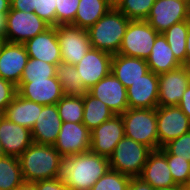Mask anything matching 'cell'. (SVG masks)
<instances>
[{
	"mask_svg": "<svg viewBox=\"0 0 190 190\" xmlns=\"http://www.w3.org/2000/svg\"><path fill=\"white\" fill-rule=\"evenodd\" d=\"M110 169L107 157L91 150L62 156L57 179L70 190H91V187Z\"/></svg>",
	"mask_w": 190,
	"mask_h": 190,
	"instance_id": "cell-1",
	"label": "cell"
},
{
	"mask_svg": "<svg viewBox=\"0 0 190 190\" xmlns=\"http://www.w3.org/2000/svg\"><path fill=\"white\" fill-rule=\"evenodd\" d=\"M18 159L24 182L33 183L56 178L62 155L53 145L33 142Z\"/></svg>",
	"mask_w": 190,
	"mask_h": 190,
	"instance_id": "cell-2",
	"label": "cell"
},
{
	"mask_svg": "<svg viewBox=\"0 0 190 190\" xmlns=\"http://www.w3.org/2000/svg\"><path fill=\"white\" fill-rule=\"evenodd\" d=\"M129 22L118 9L111 8L87 29L92 48L118 54Z\"/></svg>",
	"mask_w": 190,
	"mask_h": 190,
	"instance_id": "cell-3",
	"label": "cell"
},
{
	"mask_svg": "<svg viewBox=\"0 0 190 190\" xmlns=\"http://www.w3.org/2000/svg\"><path fill=\"white\" fill-rule=\"evenodd\" d=\"M121 117L126 137L159 150L156 108H128Z\"/></svg>",
	"mask_w": 190,
	"mask_h": 190,
	"instance_id": "cell-4",
	"label": "cell"
},
{
	"mask_svg": "<svg viewBox=\"0 0 190 190\" xmlns=\"http://www.w3.org/2000/svg\"><path fill=\"white\" fill-rule=\"evenodd\" d=\"M152 151L148 146L124 136L108 158L110 169L130 177H139Z\"/></svg>",
	"mask_w": 190,
	"mask_h": 190,
	"instance_id": "cell-5",
	"label": "cell"
},
{
	"mask_svg": "<svg viewBox=\"0 0 190 190\" xmlns=\"http://www.w3.org/2000/svg\"><path fill=\"white\" fill-rule=\"evenodd\" d=\"M158 34L146 20H130L118 54L147 59Z\"/></svg>",
	"mask_w": 190,
	"mask_h": 190,
	"instance_id": "cell-6",
	"label": "cell"
},
{
	"mask_svg": "<svg viewBox=\"0 0 190 190\" xmlns=\"http://www.w3.org/2000/svg\"><path fill=\"white\" fill-rule=\"evenodd\" d=\"M5 41L24 44L28 39L44 32L50 26L34 12H24L10 8L7 13Z\"/></svg>",
	"mask_w": 190,
	"mask_h": 190,
	"instance_id": "cell-7",
	"label": "cell"
},
{
	"mask_svg": "<svg viewBox=\"0 0 190 190\" xmlns=\"http://www.w3.org/2000/svg\"><path fill=\"white\" fill-rule=\"evenodd\" d=\"M56 27L62 62L76 65L92 48L87 29L71 24Z\"/></svg>",
	"mask_w": 190,
	"mask_h": 190,
	"instance_id": "cell-8",
	"label": "cell"
},
{
	"mask_svg": "<svg viewBox=\"0 0 190 190\" xmlns=\"http://www.w3.org/2000/svg\"><path fill=\"white\" fill-rule=\"evenodd\" d=\"M159 149L190 131V119L179 106L156 107Z\"/></svg>",
	"mask_w": 190,
	"mask_h": 190,
	"instance_id": "cell-9",
	"label": "cell"
},
{
	"mask_svg": "<svg viewBox=\"0 0 190 190\" xmlns=\"http://www.w3.org/2000/svg\"><path fill=\"white\" fill-rule=\"evenodd\" d=\"M186 20H189L188 0H156L146 19L158 33Z\"/></svg>",
	"mask_w": 190,
	"mask_h": 190,
	"instance_id": "cell-10",
	"label": "cell"
},
{
	"mask_svg": "<svg viewBox=\"0 0 190 190\" xmlns=\"http://www.w3.org/2000/svg\"><path fill=\"white\" fill-rule=\"evenodd\" d=\"M158 106H178L190 83L185 65L168 72L158 74Z\"/></svg>",
	"mask_w": 190,
	"mask_h": 190,
	"instance_id": "cell-11",
	"label": "cell"
},
{
	"mask_svg": "<svg viewBox=\"0 0 190 190\" xmlns=\"http://www.w3.org/2000/svg\"><path fill=\"white\" fill-rule=\"evenodd\" d=\"M90 134V150L95 154L109 158L117 143L125 136L121 115H114L90 131Z\"/></svg>",
	"mask_w": 190,
	"mask_h": 190,
	"instance_id": "cell-12",
	"label": "cell"
},
{
	"mask_svg": "<svg viewBox=\"0 0 190 190\" xmlns=\"http://www.w3.org/2000/svg\"><path fill=\"white\" fill-rule=\"evenodd\" d=\"M62 156L76 155L90 150V130L82 123L62 122L53 145Z\"/></svg>",
	"mask_w": 190,
	"mask_h": 190,
	"instance_id": "cell-13",
	"label": "cell"
},
{
	"mask_svg": "<svg viewBox=\"0 0 190 190\" xmlns=\"http://www.w3.org/2000/svg\"><path fill=\"white\" fill-rule=\"evenodd\" d=\"M112 56L108 52L91 48L80 62L74 65L87 90L111 73Z\"/></svg>",
	"mask_w": 190,
	"mask_h": 190,
	"instance_id": "cell-14",
	"label": "cell"
},
{
	"mask_svg": "<svg viewBox=\"0 0 190 190\" xmlns=\"http://www.w3.org/2000/svg\"><path fill=\"white\" fill-rule=\"evenodd\" d=\"M17 93L41 105H55L64 96L59 80L54 76L46 80H20Z\"/></svg>",
	"mask_w": 190,
	"mask_h": 190,
	"instance_id": "cell-15",
	"label": "cell"
},
{
	"mask_svg": "<svg viewBox=\"0 0 190 190\" xmlns=\"http://www.w3.org/2000/svg\"><path fill=\"white\" fill-rule=\"evenodd\" d=\"M88 92L105 103L115 115H121L129 108L127 89L112 73L93 85Z\"/></svg>",
	"mask_w": 190,
	"mask_h": 190,
	"instance_id": "cell-16",
	"label": "cell"
},
{
	"mask_svg": "<svg viewBox=\"0 0 190 190\" xmlns=\"http://www.w3.org/2000/svg\"><path fill=\"white\" fill-rule=\"evenodd\" d=\"M28 58L24 44L3 41L0 55V77L17 86Z\"/></svg>",
	"mask_w": 190,
	"mask_h": 190,
	"instance_id": "cell-17",
	"label": "cell"
},
{
	"mask_svg": "<svg viewBox=\"0 0 190 190\" xmlns=\"http://www.w3.org/2000/svg\"><path fill=\"white\" fill-rule=\"evenodd\" d=\"M29 58L57 65L62 62L61 50L57 39V27H49L44 32L24 43Z\"/></svg>",
	"mask_w": 190,
	"mask_h": 190,
	"instance_id": "cell-18",
	"label": "cell"
},
{
	"mask_svg": "<svg viewBox=\"0 0 190 190\" xmlns=\"http://www.w3.org/2000/svg\"><path fill=\"white\" fill-rule=\"evenodd\" d=\"M0 142L4 155L18 158L33 143L31 130L0 114Z\"/></svg>",
	"mask_w": 190,
	"mask_h": 190,
	"instance_id": "cell-19",
	"label": "cell"
},
{
	"mask_svg": "<svg viewBox=\"0 0 190 190\" xmlns=\"http://www.w3.org/2000/svg\"><path fill=\"white\" fill-rule=\"evenodd\" d=\"M158 74L149 71L127 88L129 108L154 109L158 107Z\"/></svg>",
	"mask_w": 190,
	"mask_h": 190,
	"instance_id": "cell-20",
	"label": "cell"
},
{
	"mask_svg": "<svg viewBox=\"0 0 190 190\" xmlns=\"http://www.w3.org/2000/svg\"><path fill=\"white\" fill-rule=\"evenodd\" d=\"M61 126L62 119L58 114L57 105L43 106L31 130L32 141L37 144L54 145Z\"/></svg>",
	"mask_w": 190,
	"mask_h": 190,
	"instance_id": "cell-21",
	"label": "cell"
},
{
	"mask_svg": "<svg viewBox=\"0 0 190 190\" xmlns=\"http://www.w3.org/2000/svg\"><path fill=\"white\" fill-rule=\"evenodd\" d=\"M139 177L154 189L177 185L170 172L167 158L160 150H153L149 154Z\"/></svg>",
	"mask_w": 190,
	"mask_h": 190,
	"instance_id": "cell-22",
	"label": "cell"
},
{
	"mask_svg": "<svg viewBox=\"0 0 190 190\" xmlns=\"http://www.w3.org/2000/svg\"><path fill=\"white\" fill-rule=\"evenodd\" d=\"M149 71L146 59L128 57L121 54H114L112 56L111 73L126 89Z\"/></svg>",
	"mask_w": 190,
	"mask_h": 190,
	"instance_id": "cell-23",
	"label": "cell"
},
{
	"mask_svg": "<svg viewBox=\"0 0 190 190\" xmlns=\"http://www.w3.org/2000/svg\"><path fill=\"white\" fill-rule=\"evenodd\" d=\"M43 106L17 93L2 115L13 123L32 130L39 116V110H42Z\"/></svg>",
	"mask_w": 190,
	"mask_h": 190,
	"instance_id": "cell-24",
	"label": "cell"
},
{
	"mask_svg": "<svg viewBox=\"0 0 190 190\" xmlns=\"http://www.w3.org/2000/svg\"><path fill=\"white\" fill-rule=\"evenodd\" d=\"M149 70L155 74L171 71L181 66L162 33L155 39L151 54L146 59Z\"/></svg>",
	"mask_w": 190,
	"mask_h": 190,
	"instance_id": "cell-25",
	"label": "cell"
},
{
	"mask_svg": "<svg viewBox=\"0 0 190 190\" xmlns=\"http://www.w3.org/2000/svg\"><path fill=\"white\" fill-rule=\"evenodd\" d=\"M84 113L82 123L92 131L115 113L105 103L92 96L88 91L83 95Z\"/></svg>",
	"mask_w": 190,
	"mask_h": 190,
	"instance_id": "cell-26",
	"label": "cell"
},
{
	"mask_svg": "<svg viewBox=\"0 0 190 190\" xmlns=\"http://www.w3.org/2000/svg\"><path fill=\"white\" fill-rule=\"evenodd\" d=\"M111 8L106 0H80L73 26L88 29Z\"/></svg>",
	"mask_w": 190,
	"mask_h": 190,
	"instance_id": "cell-27",
	"label": "cell"
},
{
	"mask_svg": "<svg viewBox=\"0 0 190 190\" xmlns=\"http://www.w3.org/2000/svg\"><path fill=\"white\" fill-rule=\"evenodd\" d=\"M55 77L61 84L64 96H83L88 91L74 65L60 62L56 65Z\"/></svg>",
	"mask_w": 190,
	"mask_h": 190,
	"instance_id": "cell-28",
	"label": "cell"
},
{
	"mask_svg": "<svg viewBox=\"0 0 190 190\" xmlns=\"http://www.w3.org/2000/svg\"><path fill=\"white\" fill-rule=\"evenodd\" d=\"M24 183L19 159L14 156L0 157V190H13Z\"/></svg>",
	"mask_w": 190,
	"mask_h": 190,
	"instance_id": "cell-29",
	"label": "cell"
},
{
	"mask_svg": "<svg viewBox=\"0 0 190 190\" xmlns=\"http://www.w3.org/2000/svg\"><path fill=\"white\" fill-rule=\"evenodd\" d=\"M169 44L174 57L181 64H186V38L188 35V20L172 25L162 33Z\"/></svg>",
	"mask_w": 190,
	"mask_h": 190,
	"instance_id": "cell-30",
	"label": "cell"
},
{
	"mask_svg": "<svg viewBox=\"0 0 190 190\" xmlns=\"http://www.w3.org/2000/svg\"><path fill=\"white\" fill-rule=\"evenodd\" d=\"M56 105L62 122H82L84 113L83 96H63Z\"/></svg>",
	"mask_w": 190,
	"mask_h": 190,
	"instance_id": "cell-31",
	"label": "cell"
},
{
	"mask_svg": "<svg viewBox=\"0 0 190 190\" xmlns=\"http://www.w3.org/2000/svg\"><path fill=\"white\" fill-rule=\"evenodd\" d=\"M167 158V163L174 179L180 186H186L190 182V162L187 159L171 155L164 147L159 149Z\"/></svg>",
	"mask_w": 190,
	"mask_h": 190,
	"instance_id": "cell-32",
	"label": "cell"
},
{
	"mask_svg": "<svg viewBox=\"0 0 190 190\" xmlns=\"http://www.w3.org/2000/svg\"><path fill=\"white\" fill-rule=\"evenodd\" d=\"M55 72L56 65L39 59L28 58L21 80H46L47 78L54 77Z\"/></svg>",
	"mask_w": 190,
	"mask_h": 190,
	"instance_id": "cell-33",
	"label": "cell"
},
{
	"mask_svg": "<svg viewBox=\"0 0 190 190\" xmlns=\"http://www.w3.org/2000/svg\"><path fill=\"white\" fill-rule=\"evenodd\" d=\"M130 176L109 169L91 187V190H128Z\"/></svg>",
	"mask_w": 190,
	"mask_h": 190,
	"instance_id": "cell-34",
	"label": "cell"
},
{
	"mask_svg": "<svg viewBox=\"0 0 190 190\" xmlns=\"http://www.w3.org/2000/svg\"><path fill=\"white\" fill-rule=\"evenodd\" d=\"M156 0H124L118 10L129 20H146Z\"/></svg>",
	"mask_w": 190,
	"mask_h": 190,
	"instance_id": "cell-35",
	"label": "cell"
},
{
	"mask_svg": "<svg viewBox=\"0 0 190 190\" xmlns=\"http://www.w3.org/2000/svg\"><path fill=\"white\" fill-rule=\"evenodd\" d=\"M80 0H57L56 26L73 24Z\"/></svg>",
	"mask_w": 190,
	"mask_h": 190,
	"instance_id": "cell-36",
	"label": "cell"
},
{
	"mask_svg": "<svg viewBox=\"0 0 190 190\" xmlns=\"http://www.w3.org/2000/svg\"><path fill=\"white\" fill-rule=\"evenodd\" d=\"M57 0H34V13L50 27H56Z\"/></svg>",
	"mask_w": 190,
	"mask_h": 190,
	"instance_id": "cell-37",
	"label": "cell"
},
{
	"mask_svg": "<svg viewBox=\"0 0 190 190\" xmlns=\"http://www.w3.org/2000/svg\"><path fill=\"white\" fill-rule=\"evenodd\" d=\"M164 148L178 158L187 159L190 162V131L167 143Z\"/></svg>",
	"mask_w": 190,
	"mask_h": 190,
	"instance_id": "cell-38",
	"label": "cell"
},
{
	"mask_svg": "<svg viewBox=\"0 0 190 190\" xmlns=\"http://www.w3.org/2000/svg\"><path fill=\"white\" fill-rule=\"evenodd\" d=\"M17 94V86L0 77V114H3L7 106Z\"/></svg>",
	"mask_w": 190,
	"mask_h": 190,
	"instance_id": "cell-39",
	"label": "cell"
},
{
	"mask_svg": "<svg viewBox=\"0 0 190 190\" xmlns=\"http://www.w3.org/2000/svg\"><path fill=\"white\" fill-rule=\"evenodd\" d=\"M36 190H70L62 181L57 178L45 179L33 182Z\"/></svg>",
	"mask_w": 190,
	"mask_h": 190,
	"instance_id": "cell-40",
	"label": "cell"
},
{
	"mask_svg": "<svg viewBox=\"0 0 190 190\" xmlns=\"http://www.w3.org/2000/svg\"><path fill=\"white\" fill-rule=\"evenodd\" d=\"M128 190H154V188L140 177H131Z\"/></svg>",
	"mask_w": 190,
	"mask_h": 190,
	"instance_id": "cell-41",
	"label": "cell"
},
{
	"mask_svg": "<svg viewBox=\"0 0 190 190\" xmlns=\"http://www.w3.org/2000/svg\"><path fill=\"white\" fill-rule=\"evenodd\" d=\"M178 106L181 108L183 113L190 119V83L188 84Z\"/></svg>",
	"mask_w": 190,
	"mask_h": 190,
	"instance_id": "cell-42",
	"label": "cell"
},
{
	"mask_svg": "<svg viewBox=\"0 0 190 190\" xmlns=\"http://www.w3.org/2000/svg\"><path fill=\"white\" fill-rule=\"evenodd\" d=\"M11 8L24 12H34V0H16Z\"/></svg>",
	"mask_w": 190,
	"mask_h": 190,
	"instance_id": "cell-43",
	"label": "cell"
},
{
	"mask_svg": "<svg viewBox=\"0 0 190 190\" xmlns=\"http://www.w3.org/2000/svg\"><path fill=\"white\" fill-rule=\"evenodd\" d=\"M7 13H0V40L5 41L7 30Z\"/></svg>",
	"mask_w": 190,
	"mask_h": 190,
	"instance_id": "cell-44",
	"label": "cell"
},
{
	"mask_svg": "<svg viewBox=\"0 0 190 190\" xmlns=\"http://www.w3.org/2000/svg\"><path fill=\"white\" fill-rule=\"evenodd\" d=\"M186 62H190V20H188V35L186 38Z\"/></svg>",
	"mask_w": 190,
	"mask_h": 190,
	"instance_id": "cell-45",
	"label": "cell"
},
{
	"mask_svg": "<svg viewBox=\"0 0 190 190\" xmlns=\"http://www.w3.org/2000/svg\"><path fill=\"white\" fill-rule=\"evenodd\" d=\"M11 5L7 0H0V13H8Z\"/></svg>",
	"mask_w": 190,
	"mask_h": 190,
	"instance_id": "cell-46",
	"label": "cell"
},
{
	"mask_svg": "<svg viewBox=\"0 0 190 190\" xmlns=\"http://www.w3.org/2000/svg\"><path fill=\"white\" fill-rule=\"evenodd\" d=\"M106 2L110 8L118 9L124 0H106Z\"/></svg>",
	"mask_w": 190,
	"mask_h": 190,
	"instance_id": "cell-47",
	"label": "cell"
},
{
	"mask_svg": "<svg viewBox=\"0 0 190 190\" xmlns=\"http://www.w3.org/2000/svg\"><path fill=\"white\" fill-rule=\"evenodd\" d=\"M13 190H36V188L33 183L24 182L21 186Z\"/></svg>",
	"mask_w": 190,
	"mask_h": 190,
	"instance_id": "cell-48",
	"label": "cell"
},
{
	"mask_svg": "<svg viewBox=\"0 0 190 190\" xmlns=\"http://www.w3.org/2000/svg\"><path fill=\"white\" fill-rule=\"evenodd\" d=\"M154 190H181V186L175 185V186H171V187L155 188Z\"/></svg>",
	"mask_w": 190,
	"mask_h": 190,
	"instance_id": "cell-49",
	"label": "cell"
},
{
	"mask_svg": "<svg viewBox=\"0 0 190 190\" xmlns=\"http://www.w3.org/2000/svg\"><path fill=\"white\" fill-rule=\"evenodd\" d=\"M185 66L187 68V71H188V74H189V78H190V62H186Z\"/></svg>",
	"mask_w": 190,
	"mask_h": 190,
	"instance_id": "cell-50",
	"label": "cell"
},
{
	"mask_svg": "<svg viewBox=\"0 0 190 190\" xmlns=\"http://www.w3.org/2000/svg\"><path fill=\"white\" fill-rule=\"evenodd\" d=\"M181 190H190V187L188 185L186 186H181Z\"/></svg>",
	"mask_w": 190,
	"mask_h": 190,
	"instance_id": "cell-51",
	"label": "cell"
},
{
	"mask_svg": "<svg viewBox=\"0 0 190 190\" xmlns=\"http://www.w3.org/2000/svg\"><path fill=\"white\" fill-rule=\"evenodd\" d=\"M3 152H2V146H1V142H0V157L3 156Z\"/></svg>",
	"mask_w": 190,
	"mask_h": 190,
	"instance_id": "cell-52",
	"label": "cell"
},
{
	"mask_svg": "<svg viewBox=\"0 0 190 190\" xmlns=\"http://www.w3.org/2000/svg\"><path fill=\"white\" fill-rule=\"evenodd\" d=\"M10 5H12L16 0H7Z\"/></svg>",
	"mask_w": 190,
	"mask_h": 190,
	"instance_id": "cell-53",
	"label": "cell"
},
{
	"mask_svg": "<svg viewBox=\"0 0 190 190\" xmlns=\"http://www.w3.org/2000/svg\"><path fill=\"white\" fill-rule=\"evenodd\" d=\"M188 8H189V20H190V0H188Z\"/></svg>",
	"mask_w": 190,
	"mask_h": 190,
	"instance_id": "cell-54",
	"label": "cell"
},
{
	"mask_svg": "<svg viewBox=\"0 0 190 190\" xmlns=\"http://www.w3.org/2000/svg\"><path fill=\"white\" fill-rule=\"evenodd\" d=\"M2 45H3V41L0 40V55H1Z\"/></svg>",
	"mask_w": 190,
	"mask_h": 190,
	"instance_id": "cell-55",
	"label": "cell"
}]
</instances>
